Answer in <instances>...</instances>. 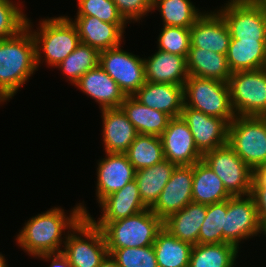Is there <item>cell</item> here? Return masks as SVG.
<instances>
[{
	"mask_svg": "<svg viewBox=\"0 0 266 267\" xmlns=\"http://www.w3.org/2000/svg\"><path fill=\"white\" fill-rule=\"evenodd\" d=\"M99 55L98 50L80 43L56 68H61L63 74L75 85L87 71L99 65Z\"/></svg>",
	"mask_w": 266,
	"mask_h": 267,
	"instance_id": "obj_34",
	"label": "cell"
},
{
	"mask_svg": "<svg viewBox=\"0 0 266 267\" xmlns=\"http://www.w3.org/2000/svg\"><path fill=\"white\" fill-rule=\"evenodd\" d=\"M232 195L213 170L200 160L193 165L192 201L204 205L226 201Z\"/></svg>",
	"mask_w": 266,
	"mask_h": 267,
	"instance_id": "obj_27",
	"label": "cell"
},
{
	"mask_svg": "<svg viewBox=\"0 0 266 267\" xmlns=\"http://www.w3.org/2000/svg\"><path fill=\"white\" fill-rule=\"evenodd\" d=\"M206 213L207 205L191 201L180 211L168 216L163 221V228L181 241L195 246Z\"/></svg>",
	"mask_w": 266,
	"mask_h": 267,
	"instance_id": "obj_24",
	"label": "cell"
},
{
	"mask_svg": "<svg viewBox=\"0 0 266 267\" xmlns=\"http://www.w3.org/2000/svg\"><path fill=\"white\" fill-rule=\"evenodd\" d=\"M125 154L136 171L152 167L165 159L161 138L154 135L138 134Z\"/></svg>",
	"mask_w": 266,
	"mask_h": 267,
	"instance_id": "obj_32",
	"label": "cell"
},
{
	"mask_svg": "<svg viewBox=\"0 0 266 267\" xmlns=\"http://www.w3.org/2000/svg\"><path fill=\"white\" fill-rule=\"evenodd\" d=\"M32 22L27 18L26 26L31 29L36 44V64L39 67L42 57L48 66H57L80 44L75 25L69 17L62 16L43 19L39 30L32 31ZM41 50L44 52H41ZM43 53L42 56L41 54Z\"/></svg>",
	"mask_w": 266,
	"mask_h": 267,
	"instance_id": "obj_3",
	"label": "cell"
},
{
	"mask_svg": "<svg viewBox=\"0 0 266 267\" xmlns=\"http://www.w3.org/2000/svg\"><path fill=\"white\" fill-rule=\"evenodd\" d=\"M254 178L266 189V164L254 172Z\"/></svg>",
	"mask_w": 266,
	"mask_h": 267,
	"instance_id": "obj_43",
	"label": "cell"
},
{
	"mask_svg": "<svg viewBox=\"0 0 266 267\" xmlns=\"http://www.w3.org/2000/svg\"><path fill=\"white\" fill-rule=\"evenodd\" d=\"M160 138L165 159L176 166L194 165L203 158L195 145L190 128L181 116L169 120Z\"/></svg>",
	"mask_w": 266,
	"mask_h": 267,
	"instance_id": "obj_15",
	"label": "cell"
},
{
	"mask_svg": "<svg viewBox=\"0 0 266 267\" xmlns=\"http://www.w3.org/2000/svg\"><path fill=\"white\" fill-rule=\"evenodd\" d=\"M255 2L262 8L266 18V0H255Z\"/></svg>",
	"mask_w": 266,
	"mask_h": 267,
	"instance_id": "obj_45",
	"label": "cell"
},
{
	"mask_svg": "<svg viewBox=\"0 0 266 267\" xmlns=\"http://www.w3.org/2000/svg\"><path fill=\"white\" fill-rule=\"evenodd\" d=\"M102 215L99 220H94L89 214L87 218L99 229L107 223L119 219L127 218L131 215L148 209L139 193L138 185L135 180L126 184L122 189L105 197L100 203Z\"/></svg>",
	"mask_w": 266,
	"mask_h": 267,
	"instance_id": "obj_19",
	"label": "cell"
},
{
	"mask_svg": "<svg viewBox=\"0 0 266 267\" xmlns=\"http://www.w3.org/2000/svg\"><path fill=\"white\" fill-rule=\"evenodd\" d=\"M193 165L176 166L150 210L162 221L192 201Z\"/></svg>",
	"mask_w": 266,
	"mask_h": 267,
	"instance_id": "obj_14",
	"label": "cell"
},
{
	"mask_svg": "<svg viewBox=\"0 0 266 267\" xmlns=\"http://www.w3.org/2000/svg\"><path fill=\"white\" fill-rule=\"evenodd\" d=\"M77 16H95L101 21L126 24L128 23L119 13L113 0H77Z\"/></svg>",
	"mask_w": 266,
	"mask_h": 267,
	"instance_id": "obj_38",
	"label": "cell"
},
{
	"mask_svg": "<svg viewBox=\"0 0 266 267\" xmlns=\"http://www.w3.org/2000/svg\"><path fill=\"white\" fill-rule=\"evenodd\" d=\"M239 249L230 243L193 246L189 267H234Z\"/></svg>",
	"mask_w": 266,
	"mask_h": 267,
	"instance_id": "obj_31",
	"label": "cell"
},
{
	"mask_svg": "<svg viewBox=\"0 0 266 267\" xmlns=\"http://www.w3.org/2000/svg\"><path fill=\"white\" fill-rule=\"evenodd\" d=\"M141 104L162 111L171 118L180 117L184 105L183 86L146 81L133 95Z\"/></svg>",
	"mask_w": 266,
	"mask_h": 267,
	"instance_id": "obj_21",
	"label": "cell"
},
{
	"mask_svg": "<svg viewBox=\"0 0 266 267\" xmlns=\"http://www.w3.org/2000/svg\"><path fill=\"white\" fill-rule=\"evenodd\" d=\"M192 248L164 228L157 233L153 244L158 267H189Z\"/></svg>",
	"mask_w": 266,
	"mask_h": 267,
	"instance_id": "obj_30",
	"label": "cell"
},
{
	"mask_svg": "<svg viewBox=\"0 0 266 267\" xmlns=\"http://www.w3.org/2000/svg\"><path fill=\"white\" fill-rule=\"evenodd\" d=\"M75 25L80 43L89 45L99 52L118 47L122 44L126 24L101 21L95 16H75Z\"/></svg>",
	"mask_w": 266,
	"mask_h": 267,
	"instance_id": "obj_18",
	"label": "cell"
},
{
	"mask_svg": "<svg viewBox=\"0 0 266 267\" xmlns=\"http://www.w3.org/2000/svg\"><path fill=\"white\" fill-rule=\"evenodd\" d=\"M163 221L150 208L107 223L101 230L108 249L144 247L154 244Z\"/></svg>",
	"mask_w": 266,
	"mask_h": 267,
	"instance_id": "obj_4",
	"label": "cell"
},
{
	"mask_svg": "<svg viewBox=\"0 0 266 267\" xmlns=\"http://www.w3.org/2000/svg\"><path fill=\"white\" fill-rule=\"evenodd\" d=\"M66 234L62 253L72 267H98L109 254L102 230L87 217Z\"/></svg>",
	"mask_w": 266,
	"mask_h": 267,
	"instance_id": "obj_8",
	"label": "cell"
},
{
	"mask_svg": "<svg viewBox=\"0 0 266 267\" xmlns=\"http://www.w3.org/2000/svg\"><path fill=\"white\" fill-rule=\"evenodd\" d=\"M120 108L141 135L160 137L171 119L166 113L141 104L133 96H126Z\"/></svg>",
	"mask_w": 266,
	"mask_h": 267,
	"instance_id": "obj_26",
	"label": "cell"
},
{
	"mask_svg": "<svg viewBox=\"0 0 266 267\" xmlns=\"http://www.w3.org/2000/svg\"><path fill=\"white\" fill-rule=\"evenodd\" d=\"M84 204L79 203L71 210L69 217L60 207L30 218L17 235L18 246L33 257L44 253L62 252L60 246L65 244L62 233L74 229L84 217L89 215Z\"/></svg>",
	"mask_w": 266,
	"mask_h": 267,
	"instance_id": "obj_1",
	"label": "cell"
},
{
	"mask_svg": "<svg viewBox=\"0 0 266 267\" xmlns=\"http://www.w3.org/2000/svg\"><path fill=\"white\" fill-rule=\"evenodd\" d=\"M135 169L126 154L106 153L98 162L96 196L98 203L135 180Z\"/></svg>",
	"mask_w": 266,
	"mask_h": 267,
	"instance_id": "obj_16",
	"label": "cell"
},
{
	"mask_svg": "<svg viewBox=\"0 0 266 267\" xmlns=\"http://www.w3.org/2000/svg\"><path fill=\"white\" fill-rule=\"evenodd\" d=\"M227 213V200L207 205L205 221L202 224L198 244L223 243V228Z\"/></svg>",
	"mask_w": 266,
	"mask_h": 267,
	"instance_id": "obj_35",
	"label": "cell"
},
{
	"mask_svg": "<svg viewBox=\"0 0 266 267\" xmlns=\"http://www.w3.org/2000/svg\"><path fill=\"white\" fill-rule=\"evenodd\" d=\"M175 167L174 163L164 159L152 167L135 171L140 197L147 208H151L158 200Z\"/></svg>",
	"mask_w": 266,
	"mask_h": 267,
	"instance_id": "obj_29",
	"label": "cell"
},
{
	"mask_svg": "<svg viewBox=\"0 0 266 267\" xmlns=\"http://www.w3.org/2000/svg\"><path fill=\"white\" fill-rule=\"evenodd\" d=\"M255 172L266 164V117L236 116L228 127V143Z\"/></svg>",
	"mask_w": 266,
	"mask_h": 267,
	"instance_id": "obj_6",
	"label": "cell"
},
{
	"mask_svg": "<svg viewBox=\"0 0 266 267\" xmlns=\"http://www.w3.org/2000/svg\"><path fill=\"white\" fill-rule=\"evenodd\" d=\"M98 267H119L115 260L108 254Z\"/></svg>",
	"mask_w": 266,
	"mask_h": 267,
	"instance_id": "obj_44",
	"label": "cell"
},
{
	"mask_svg": "<svg viewBox=\"0 0 266 267\" xmlns=\"http://www.w3.org/2000/svg\"><path fill=\"white\" fill-rule=\"evenodd\" d=\"M246 197V198H245ZM232 196L227 199V213L223 228V243L239 248L244 239L263 234L253 197Z\"/></svg>",
	"mask_w": 266,
	"mask_h": 267,
	"instance_id": "obj_12",
	"label": "cell"
},
{
	"mask_svg": "<svg viewBox=\"0 0 266 267\" xmlns=\"http://www.w3.org/2000/svg\"><path fill=\"white\" fill-rule=\"evenodd\" d=\"M6 262L5 256L0 253V267H9Z\"/></svg>",
	"mask_w": 266,
	"mask_h": 267,
	"instance_id": "obj_46",
	"label": "cell"
},
{
	"mask_svg": "<svg viewBox=\"0 0 266 267\" xmlns=\"http://www.w3.org/2000/svg\"><path fill=\"white\" fill-rule=\"evenodd\" d=\"M119 267H158L153 245L108 249Z\"/></svg>",
	"mask_w": 266,
	"mask_h": 267,
	"instance_id": "obj_36",
	"label": "cell"
},
{
	"mask_svg": "<svg viewBox=\"0 0 266 267\" xmlns=\"http://www.w3.org/2000/svg\"><path fill=\"white\" fill-rule=\"evenodd\" d=\"M103 144L105 153L125 154L138 135L121 108L103 109Z\"/></svg>",
	"mask_w": 266,
	"mask_h": 267,
	"instance_id": "obj_22",
	"label": "cell"
},
{
	"mask_svg": "<svg viewBox=\"0 0 266 267\" xmlns=\"http://www.w3.org/2000/svg\"><path fill=\"white\" fill-rule=\"evenodd\" d=\"M159 8L163 26L190 28L204 12H200L190 0H154L152 10Z\"/></svg>",
	"mask_w": 266,
	"mask_h": 267,
	"instance_id": "obj_33",
	"label": "cell"
},
{
	"mask_svg": "<svg viewBox=\"0 0 266 267\" xmlns=\"http://www.w3.org/2000/svg\"><path fill=\"white\" fill-rule=\"evenodd\" d=\"M143 59L148 82L184 86L189 77L185 56L158 50L151 57Z\"/></svg>",
	"mask_w": 266,
	"mask_h": 267,
	"instance_id": "obj_23",
	"label": "cell"
},
{
	"mask_svg": "<svg viewBox=\"0 0 266 267\" xmlns=\"http://www.w3.org/2000/svg\"><path fill=\"white\" fill-rule=\"evenodd\" d=\"M43 260H50L51 264L49 267H72L67 257L62 252L57 253H44L41 255L35 256Z\"/></svg>",
	"mask_w": 266,
	"mask_h": 267,
	"instance_id": "obj_42",
	"label": "cell"
},
{
	"mask_svg": "<svg viewBox=\"0 0 266 267\" xmlns=\"http://www.w3.org/2000/svg\"><path fill=\"white\" fill-rule=\"evenodd\" d=\"M202 160L222 180L232 196L251 193L254 171L228 144L205 153Z\"/></svg>",
	"mask_w": 266,
	"mask_h": 267,
	"instance_id": "obj_9",
	"label": "cell"
},
{
	"mask_svg": "<svg viewBox=\"0 0 266 267\" xmlns=\"http://www.w3.org/2000/svg\"><path fill=\"white\" fill-rule=\"evenodd\" d=\"M119 13L129 22L140 21L141 17L152 11L150 0H113Z\"/></svg>",
	"mask_w": 266,
	"mask_h": 267,
	"instance_id": "obj_40",
	"label": "cell"
},
{
	"mask_svg": "<svg viewBox=\"0 0 266 267\" xmlns=\"http://www.w3.org/2000/svg\"><path fill=\"white\" fill-rule=\"evenodd\" d=\"M99 66L126 96H133L146 82L144 59L124 51L121 46L101 51Z\"/></svg>",
	"mask_w": 266,
	"mask_h": 267,
	"instance_id": "obj_11",
	"label": "cell"
},
{
	"mask_svg": "<svg viewBox=\"0 0 266 267\" xmlns=\"http://www.w3.org/2000/svg\"><path fill=\"white\" fill-rule=\"evenodd\" d=\"M250 195L255 201L261 230L266 236V189L254 177Z\"/></svg>",
	"mask_w": 266,
	"mask_h": 267,
	"instance_id": "obj_41",
	"label": "cell"
},
{
	"mask_svg": "<svg viewBox=\"0 0 266 267\" xmlns=\"http://www.w3.org/2000/svg\"><path fill=\"white\" fill-rule=\"evenodd\" d=\"M36 70V44L27 26L0 40V102L12 99Z\"/></svg>",
	"mask_w": 266,
	"mask_h": 267,
	"instance_id": "obj_2",
	"label": "cell"
},
{
	"mask_svg": "<svg viewBox=\"0 0 266 267\" xmlns=\"http://www.w3.org/2000/svg\"><path fill=\"white\" fill-rule=\"evenodd\" d=\"M157 39L158 50L187 58L191 44L189 28L163 26Z\"/></svg>",
	"mask_w": 266,
	"mask_h": 267,
	"instance_id": "obj_37",
	"label": "cell"
},
{
	"mask_svg": "<svg viewBox=\"0 0 266 267\" xmlns=\"http://www.w3.org/2000/svg\"><path fill=\"white\" fill-rule=\"evenodd\" d=\"M27 17L18 3L0 0V40L17 35L26 27Z\"/></svg>",
	"mask_w": 266,
	"mask_h": 267,
	"instance_id": "obj_39",
	"label": "cell"
},
{
	"mask_svg": "<svg viewBox=\"0 0 266 267\" xmlns=\"http://www.w3.org/2000/svg\"><path fill=\"white\" fill-rule=\"evenodd\" d=\"M232 72L266 67V40L230 39L226 54Z\"/></svg>",
	"mask_w": 266,
	"mask_h": 267,
	"instance_id": "obj_28",
	"label": "cell"
},
{
	"mask_svg": "<svg viewBox=\"0 0 266 267\" xmlns=\"http://www.w3.org/2000/svg\"><path fill=\"white\" fill-rule=\"evenodd\" d=\"M189 29L193 47L227 54L231 36L226 22L216 10L205 11Z\"/></svg>",
	"mask_w": 266,
	"mask_h": 267,
	"instance_id": "obj_17",
	"label": "cell"
},
{
	"mask_svg": "<svg viewBox=\"0 0 266 267\" xmlns=\"http://www.w3.org/2000/svg\"><path fill=\"white\" fill-rule=\"evenodd\" d=\"M217 12L226 22L231 39L266 40V18L255 0H229Z\"/></svg>",
	"mask_w": 266,
	"mask_h": 267,
	"instance_id": "obj_10",
	"label": "cell"
},
{
	"mask_svg": "<svg viewBox=\"0 0 266 267\" xmlns=\"http://www.w3.org/2000/svg\"><path fill=\"white\" fill-rule=\"evenodd\" d=\"M181 117L190 128L202 155L228 143L229 123L225 119L206 115L187 106H183Z\"/></svg>",
	"mask_w": 266,
	"mask_h": 267,
	"instance_id": "obj_13",
	"label": "cell"
},
{
	"mask_svg": "<svg viewBox=\"0 0 266 267\" xmlns=\"http://www.w3.org/2000/svg\"><path fill=\"white\" fill-rule=\"evenodd\" d=\"M75 86L98 102L100 110L120 108L126 98L118 84L99 65L87 71Z\"/></svg>",
	"mask_w": 266,
	"mask_h": 267,
	"instance_id": "obj_20",
	"label": "cell"
},
{
	"mask_svg": "<svg viewBox=\"0 0 266 267\" xmlns=\"http://www.w3.org/2000/svg\"><path fill=\"white\" fill-rule=\"evenodd\" d=\"M188 74L201 78L215 79L227 83L232 71L225 54H219L190 44L187 55Z\"/></svg>",
	"mask_w": 266,
	"mask_h": 267,
	"instance_id": "obj_25",
	"label": "cell"
},
{
	"mask_svg": "<svg viewBox=\"0 0 266 267\" xmlns=\"http://www.w3.org/2000/svg\"><path fill=\"white\" fill-rule=\"evenodd\" d=\"M227 83L236 116L266 117V68L232 72Z\"/></svg>",
	"mask_w": 266,
	"mask_h": 267,
	"instance_id": "obj_7",
	"label": "cell"
},
{
	"mask_svg": "<svg viewBox=\"0 0 266 267\" xmlns=\"http://www.w3.org/2000/svg\"><path fill=\"white\" fill-rule=\"evenodd\" d=\"M184 105L206 115L225 119L235 117L228 83L189 75L183 86Z\"/></svg>",
	"mask_w": 266,
	"mask_h": 267,
	"instance_id": "obj_5",
	"label": "cell"
}]
</instances>
